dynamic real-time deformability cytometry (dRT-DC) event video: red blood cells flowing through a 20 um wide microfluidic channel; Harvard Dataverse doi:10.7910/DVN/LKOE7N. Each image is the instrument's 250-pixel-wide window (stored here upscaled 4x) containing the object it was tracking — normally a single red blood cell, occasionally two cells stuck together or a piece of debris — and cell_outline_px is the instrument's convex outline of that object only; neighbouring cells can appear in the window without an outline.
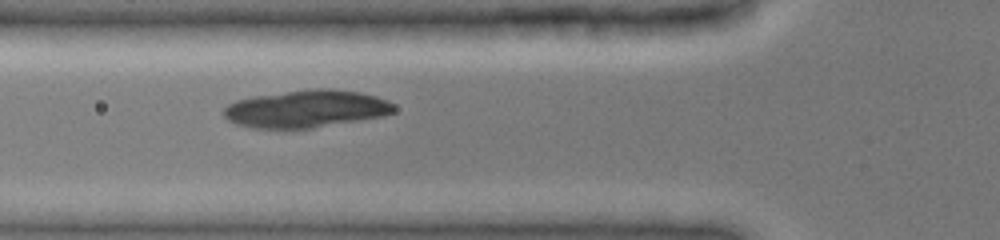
{"species": "common noctule bat (a hibernating species)", "species_latin": "Nyctalus noctula", "temperature_condition": "cold", "stored_images_in_passage": 3, "camera_frame_rate_fps": 3000, "um_per_image_px": 0.085, "animal": {"sex": "female", "body_mass_g": 19.0, "forearm_length_mm": 51.5}, "frame": {"image": 1, "passage_image": 3, "time_ms": 1.667, "image_size_px": [1000, 240], "cell_outline_px": [[396, 108], [392, 112], [384, 116], [312, 128], [252, 128], [236, 124], [228, 120], [224, 116], [224, 108], [228, 104], [236, 100], [252, 96], [316, 88], [332, 88], [360, 92], [376, 96], [388, 100]], "centroid_in_image_um": [26.03, 9.24], "position_along_channel_um": 99.8, "area_um2": 37.17}}